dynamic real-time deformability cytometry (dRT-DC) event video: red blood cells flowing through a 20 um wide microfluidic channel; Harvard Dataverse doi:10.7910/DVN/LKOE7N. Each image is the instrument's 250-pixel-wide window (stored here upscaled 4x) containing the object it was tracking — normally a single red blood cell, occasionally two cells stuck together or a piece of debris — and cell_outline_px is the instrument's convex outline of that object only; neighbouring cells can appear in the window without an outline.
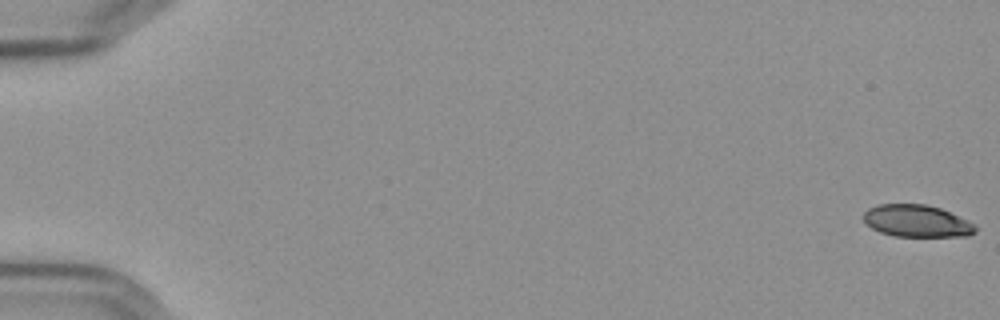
{"species": "Egyptian fruit bat (a non-hibernating species)", "species_latin": "Rousettus aegyptiacus", "temperature_condition": "cold", "stored_images_in_passage": 8, "camera_frame_rate_fps": 3000, "um_per_image_px": 0.085, "frame": {"image": 1, "passage_image": 1, "time_ms": 0.0, "image_size_px": [1000, 320], "cell_outline_px": [[976, 232], [968, 236], [896, 236], [880, 232], [864, 224], [864, 212], [868, 208], [880, 204], [924, 204], [940, 208], [968, 220], [976, 224]], "centroid_in_image_um": [77.93, 18.78], "position_along_channel_um": 7.1, "area_um2": 20.98}}